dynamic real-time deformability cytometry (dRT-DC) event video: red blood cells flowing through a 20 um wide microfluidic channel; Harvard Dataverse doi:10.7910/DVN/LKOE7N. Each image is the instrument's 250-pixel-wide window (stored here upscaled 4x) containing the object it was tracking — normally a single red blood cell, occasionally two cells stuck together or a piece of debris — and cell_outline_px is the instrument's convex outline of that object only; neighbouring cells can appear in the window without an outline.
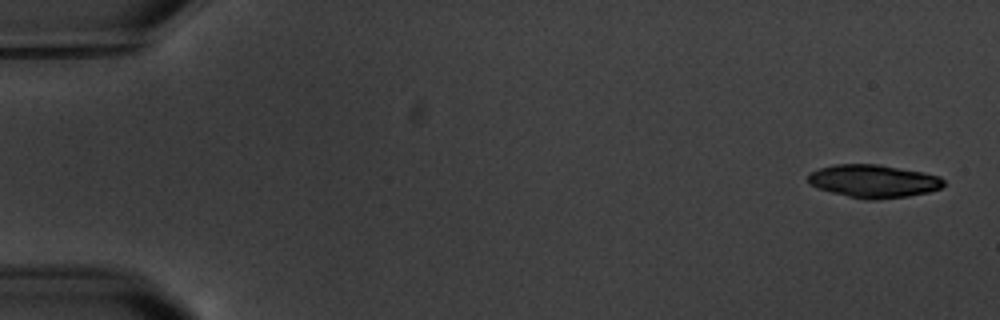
{"species": "common noctule bat (a hibernating species)", "species_latin": "Nyctalus noctula", "temperature_condition": "warm", "stored_images_in_passage": 7, "segment_of_instrument_passage": [1, 2], "camera_frame_rate_fps": 3000, "um_per_image_px": 0.085, "animal": {"sex": "male", "body_mass_g": 20.1, "forearm_length_mm": 53.5}, "frame": {"image": 1, "passage_image": 1, "time_ms": 0.0, "image_size_px": [1000, 320], "cell_outline_px": [[944, 184], [940, 188], [928, 192], [908, 196], [876, 200], [868, 200], [848, 196], [816, 188], [808, 184], [808, 176], [812, 172], [820, 168], [836, 164], [876, 164], [924, 172], [940, 176], [944, 180]], "centroid_in_image_um": [74.25, 15.4], "position_along_channel_um": 10.8, "area_um2": 26.01}}
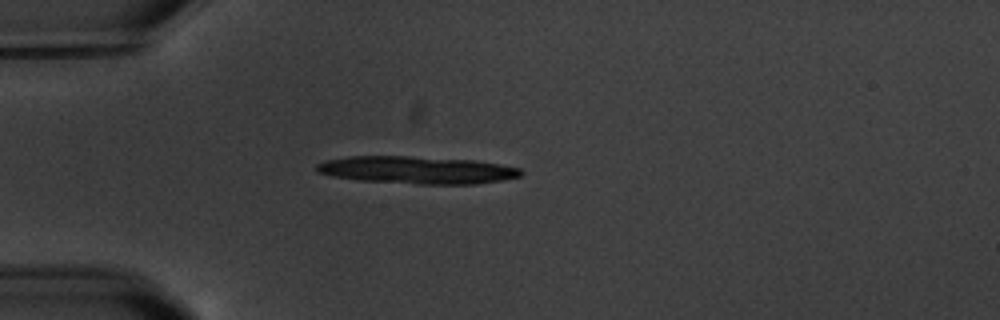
{"frame": {"image": 2, "passage_image": 5, "time_ms": 4.667, "image_size_px": [1000, 320], "cell_outline_px": [[524, 172], [520, 176], [500, 180], [476, 184], [416, 184], [360, 180], [336, 176], [316, 172], [316, 164], [324, 160], [348, 156], [408, 156], [476, 160], [500, 164], [520, 168]], "centroid_in_image_um": [35.44, 14.44], "position_along_channel_um": 49.6, "area_um2": 32.71}}